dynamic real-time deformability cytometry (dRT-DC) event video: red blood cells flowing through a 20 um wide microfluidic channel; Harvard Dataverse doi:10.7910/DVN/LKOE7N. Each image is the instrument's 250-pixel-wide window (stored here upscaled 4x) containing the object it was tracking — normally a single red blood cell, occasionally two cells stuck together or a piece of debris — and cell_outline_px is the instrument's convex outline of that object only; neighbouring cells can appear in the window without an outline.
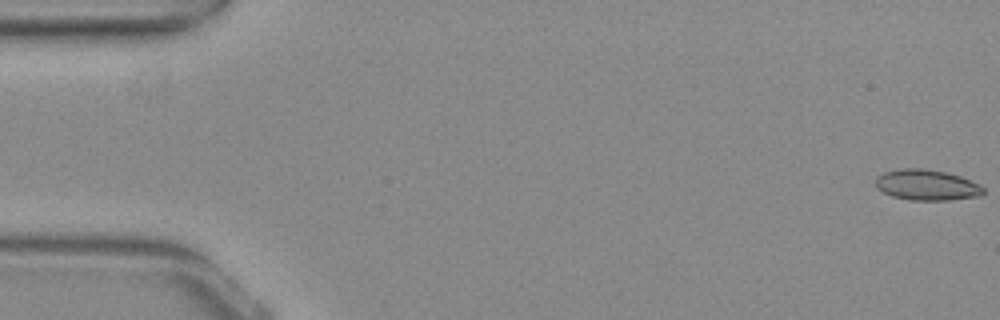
{"species": "common noctule bat (a hibernating species)", "species_latin": "Nyctalus noctula", "temperature_condition": "warm", "stored_images_in_passage": 49, "camera_frame_rate_fps": 3000, "um_per_image_px": 0.085, "animal": {"sex": "female", "body_mass_g": 29.2, "forearm_length_mm": 56.3}, "frame": {"image": 1, "passage_image": 1, "time_ms": 0.0, "image_size_px": [1000, 320], "cell_outline_px": [[984, 192], [980, 196], [948, 200], [912, 200], [892, 196], [876, 188], [876, 176], [884, 172], [900, 168], [920, 168], [948, 172], [960, 176], [984, 188]], "centroid_in_image_um": [78.74, 15.72], "position_along_channel_um": 6.3, "area_um2": 19.19}}
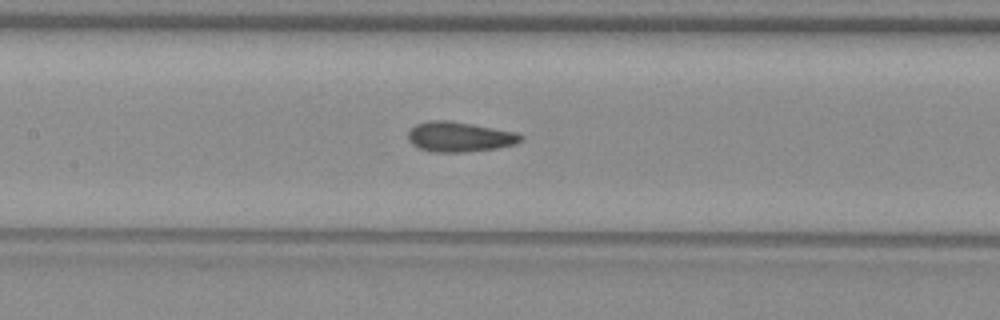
{"frame": {"image": 2, "passage_image": 25, "time_ms": 8.0, "image_size_px": [1000, 320], "cell_outline_px": [[524, 140], [516, 144], [496, 148], [464, 152], [432, 152], [420, 148], [412, 144], [408, 140], [408, 132], [416, 124], [428, 120], [448, 120], [472, 124], [516, 132], [524, 136]], "centroid_in_image_um": [39.07, 11.63], "position_along_channel_um": 168.3, "area_um2": 19.77}}
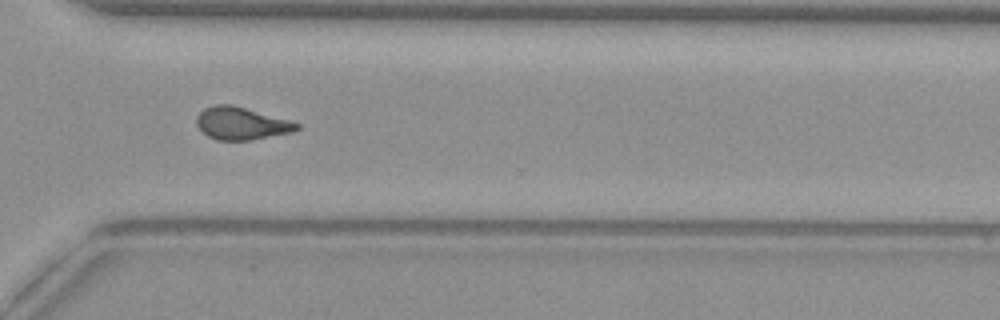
{"frame": {"image": 3, "passage_image": 39, "time_ms": 12.667, "image_size_px": [1000, 320], "cell_outline_px": [[300, 128], [292, 132], [252, 140], [216, 140], [208, 136], [196, 124], [196, 116], [204, 108], [216, 104], [232, 104], [288, 120], [300, 124]], "centroid_in_image_um": [20.5, 10.49], "position_along_channel_um": 350.1, "area_um2": 18.9}, "authors_computed_cell_mechanics": {"area_um2": 19.074, "velocity_mm_per_s": 3.9037, "shape_relaxation_time_tau1_ms": null, "shape_relaxation_time_tau2_ms": 1.9843, "deformation_change_tau1": null, "deformation_change_tau2": 0.0736}}